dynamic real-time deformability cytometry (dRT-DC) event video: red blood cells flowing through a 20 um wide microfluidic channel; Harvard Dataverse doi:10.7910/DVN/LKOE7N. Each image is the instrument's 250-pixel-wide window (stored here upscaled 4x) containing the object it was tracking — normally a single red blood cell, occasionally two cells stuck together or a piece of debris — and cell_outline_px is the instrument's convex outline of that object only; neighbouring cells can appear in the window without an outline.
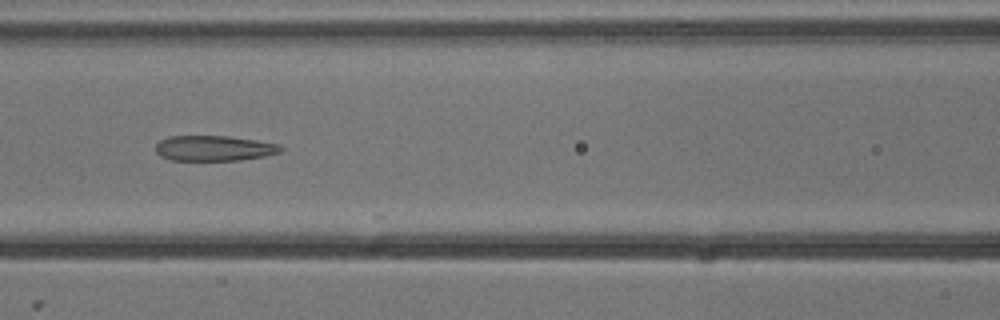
{"species": "common noctule bat (a hibernating species)", "species_latin": "Nyctalus noctula", "temperature_condition": "cold", "stored_images_in_passage": 7, "camera_frame_rate_fps": 3000, "um_per_image_px": 0.085, "animal": {"sex": "male", "body_mass_g": 13.3}, "frame": {"image": 1, "passage_image": 5, "time_ms": 1.333, "image_size_px": [1000, 320], "cell_outline_px": [[284, 148], [280, 152], [264, 156], [240, 160], [168, 160], [160, 156], [156, 152], [156, 144], [160, 140], [168, 136], [228, 136], [256, 140], [280, 144]], "centroid_in_image_um": [18.19, 12.6], "position_along_channel_um": 148.4, "area_um2": 18.55}}
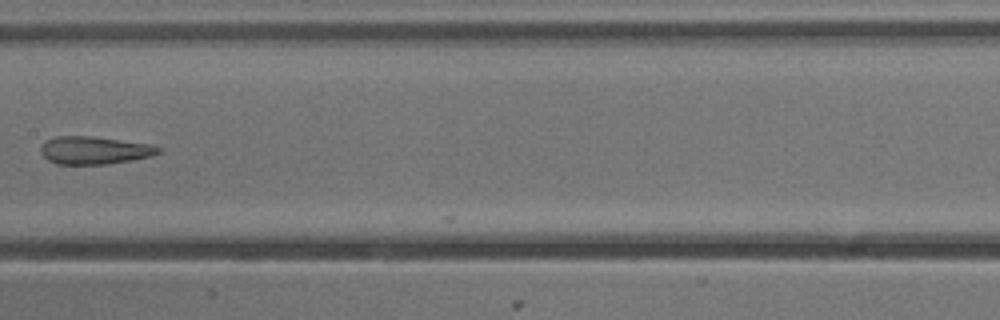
{"frame": {"image": 2, "passage_image": 6, "time_ms": 1.667, "image_size_px": [1000, 320], "cell_outline_px": [[164, 152], [152, 156], [108, 164], [56, 164], [48, 160], [40, 152], [40, 148], [48, 140], [56, 136], [92, 136], [148, 144], [164, 148]], "centroid_in_image_um": [8.07, 12.78], "position_along_channel_um": 199.3, "area_um2": 19.02}}
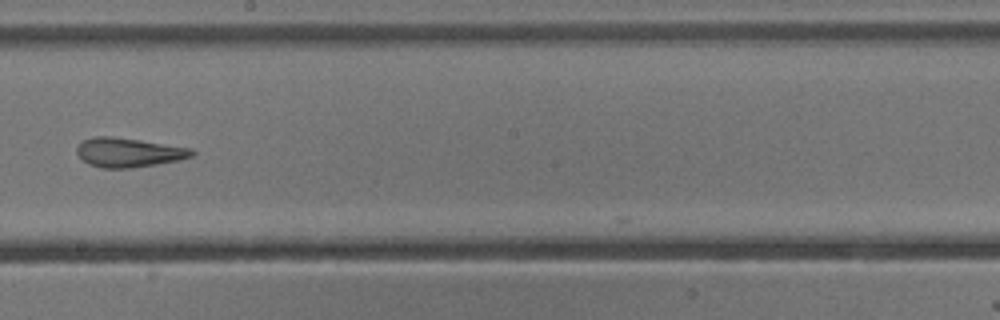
{"frame": {"image": 3, "passage_image": 7, "time_ms": 2.0, "image_size_px": [1000, 320], "cell_outline_px": [[196, 152], [192, 156], [180, 160], [156, 164], [128, 168], [100, 168], [88, 164], [76, 152], [76, 148], [84, 140], [92, 136], [112, 136], [140, 140], [192, 148]], "centroid_in_image_um": [10.94, 12.95], "position_along_channel_um": 237.3, "area_um2": 19.59}}